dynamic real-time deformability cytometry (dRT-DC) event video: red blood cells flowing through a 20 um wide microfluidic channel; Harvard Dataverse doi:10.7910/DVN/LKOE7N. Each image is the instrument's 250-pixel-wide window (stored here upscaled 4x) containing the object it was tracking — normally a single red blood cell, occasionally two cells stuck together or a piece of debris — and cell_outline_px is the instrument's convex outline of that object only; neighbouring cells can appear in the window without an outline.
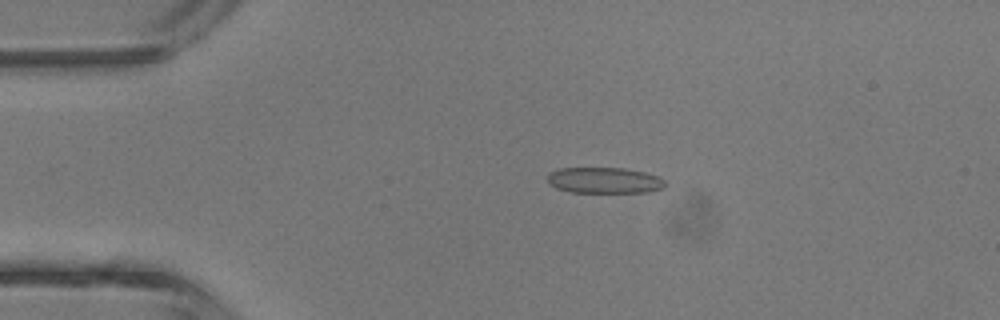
{"species": "common noctule bat (a hibernating species)", "species_latin": "Nyctalus noctula", "temperature_condition": "room temperature", "stored_images_in_passage": 4, "camera_frame_rate_fps": 3000, "um_per_image_px": 0.085, "animal": {"sex": "male", "body_mass_g": 13.3}, "frame": {"image": 1, "passage_image": 3, "time_ms": 2.333, "image_size_px": [1000, 320], "cell_outline_px": [[668, 184], [664, 188], [648, 192], [568, 192], [556, 188], [548, 184], [548, 172], [560, 168], [624, 168], [644, 172], [660, 176]], "centroid_in_image_um": [51.38, 15.33], "position_along_channel_um": 33.6, "area_um2": 18.03}}